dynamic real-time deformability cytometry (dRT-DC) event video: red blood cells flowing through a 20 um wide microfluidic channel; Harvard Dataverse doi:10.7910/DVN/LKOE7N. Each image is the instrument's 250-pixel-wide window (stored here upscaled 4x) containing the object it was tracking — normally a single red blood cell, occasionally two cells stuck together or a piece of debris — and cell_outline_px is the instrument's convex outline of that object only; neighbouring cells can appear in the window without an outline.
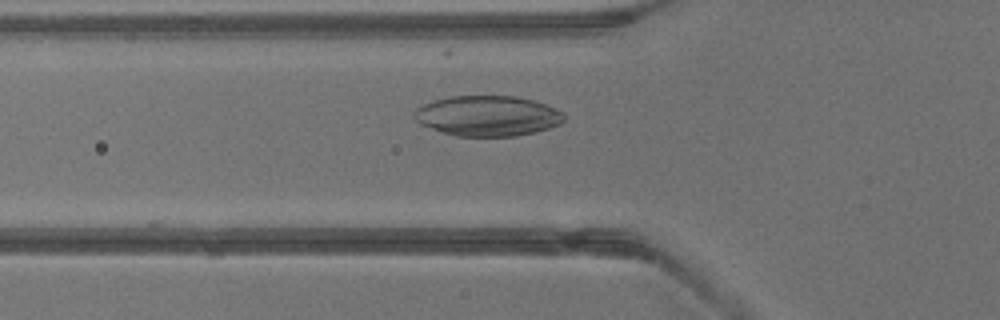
{"species": "common noctule bat (a hibernating species)", "species_latin": "Nyctalus noctula", "temperature_condition": "warm", "stored_images_in_passage": 13, "camera_frame_rate_fps": 3000, "um_per_image_px": 0.085, "animal": {"sex": "male", "body_mass_g": 13.3}, "frame": {"image": 1, "passage_image": 8, "time_ms": 2.333, "image_size_px": [1000, 320], "cell_outline_px": [[564, 120], [560, 124], [536, 132], [516, 136], [456, 136], [420, 124], [412, 116], [412, 112], [416, 108], [432, 100], [448, 96], [516, 96], [532, 100], [544, 104], [564, 112]], "centroid_in_image_um": [41.42, 9.84], "position_along_channel_um": 84.4, "area_um2": 35.32}}
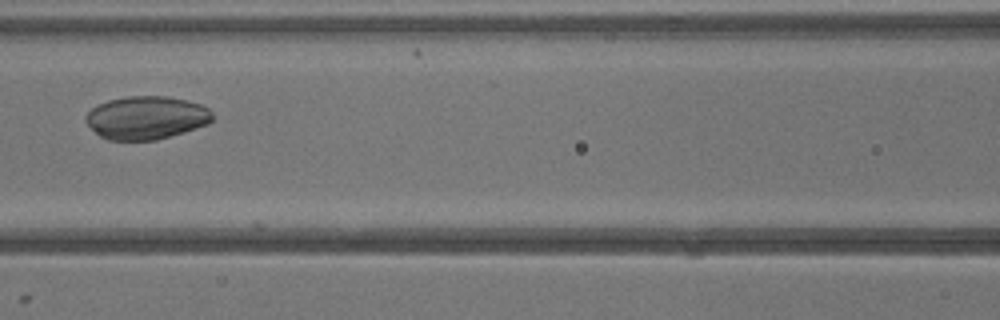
{"frame": {"image": 2, "passage_image": 12, "time_ms": 3.667, "image_size_px": [1000, 320], "cell_outline_px": [[212, 120], [208, 124], [184, 132], [156, 140], [108, 140], [100, 136], [84, 120], [84, 116], [92, 108], [108, 100], [128, 96], [168, 96], [188, 100], [200, 104], [208, 108], [212, 112]], "centroid_in_image_um": [12.44, 10.0], "position_along_channel_um": 154.2, "area_um2": 31.85}}